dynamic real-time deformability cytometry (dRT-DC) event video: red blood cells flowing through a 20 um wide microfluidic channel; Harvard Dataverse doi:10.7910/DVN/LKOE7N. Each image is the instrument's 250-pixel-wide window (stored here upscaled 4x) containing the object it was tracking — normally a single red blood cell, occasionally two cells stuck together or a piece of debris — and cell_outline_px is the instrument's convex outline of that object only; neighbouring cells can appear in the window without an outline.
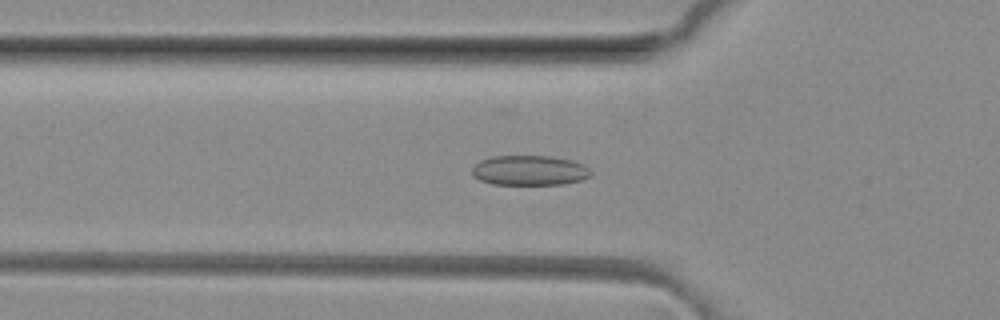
{"species": "common noctule bat (a hibernating species)", "species_latin": "Nyctalus noctula", "temperature_condition": "room temperature", "stored_images_in_passage": 49, "camera_frame_rate_fps": 3000, "um_per_image_px": 0.085, "animal": {"sex": "female", "body_mass_g": 29.2, "forearm_length_mm": 56.3}, "frame": {"image": 1, "passage_image": 16, "time_ms": 5.0, "image_size_px": [1000, 320], "cell_outline_px": [[592, 176], [580, 180], [564, 184], [492, 184], [480, 180], [472, 176], [472, 168], [480, 160], [492, 156], [552, 156], [572, 160], [584, 164], [592, 172]], "centroid_in_image_um": [45.02, 14.48], "position_along_channel_um": 80.8, "area_um2": 20.87}}
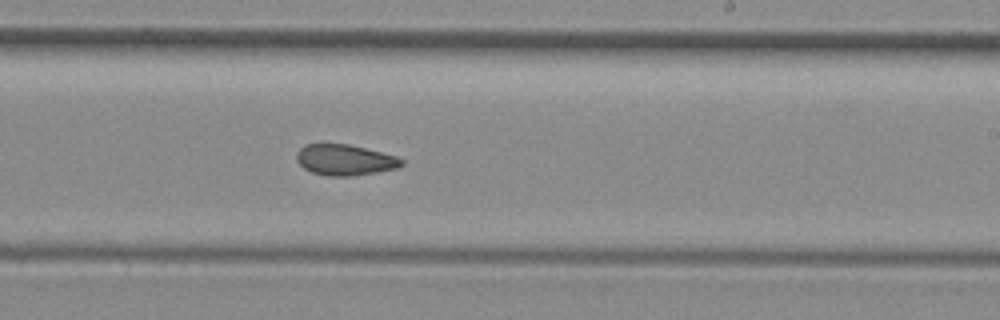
{"frame": {"image": 2, "passage_image": 29, "time_ms": 9.333, "image_size_px": [1000, 320], "cell_outline_px": [[404, 164], [400, 168], [352, 176], [328, 176], [312, 172], [304, 168], [296, 160], [296, 156], [300, 148], [304, 144], [348, 144], [396, 156], [404, 160]], "centroid_in_image_um": [29.33, 13.6], "position_along_channel_um": 259.7, "area_um2": 18.84}}
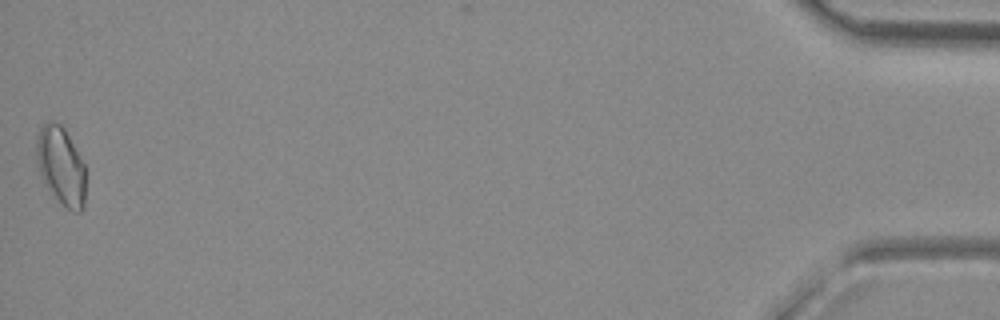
{"frame": {"image": 3, "passage_image": 49, "time_ms": 16.0, "image_size_px": [1000, 320], "cell_outline_px": [[84, 208], [80, 212], [76, 212], [68, 208], [44, 184], [36, 164], [36, 136], [40, 128], [48, 120], [52, 120], [60, 124], [64, 128], [84, 164]], "centroid_in_image_um": [5.15, 14.05], "position_along_channel_um": 430.1, "area_um2": 22.14}, "authors_computed_cell_mechanics": {"area_um2": 19.5942, "velocity_mm_per_s": 4.1209, "shape_relaxation_time_tau1_ms": null, "shape_relaxation_time_tau2_ms": 2.3755, "deformation_change_tau1": null, "deformation_change_tau2": 0.0705}}